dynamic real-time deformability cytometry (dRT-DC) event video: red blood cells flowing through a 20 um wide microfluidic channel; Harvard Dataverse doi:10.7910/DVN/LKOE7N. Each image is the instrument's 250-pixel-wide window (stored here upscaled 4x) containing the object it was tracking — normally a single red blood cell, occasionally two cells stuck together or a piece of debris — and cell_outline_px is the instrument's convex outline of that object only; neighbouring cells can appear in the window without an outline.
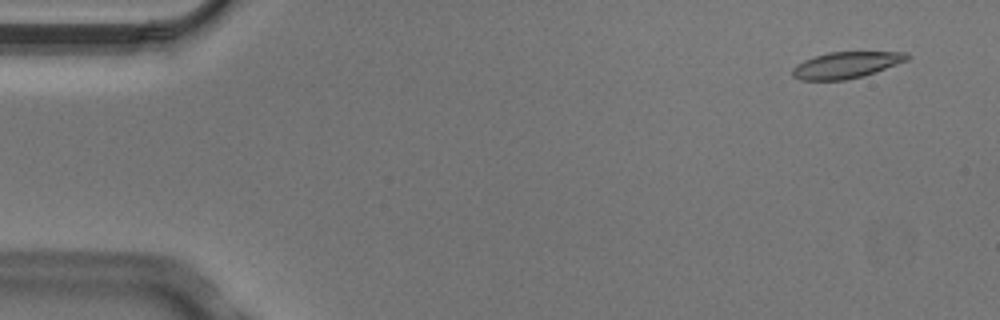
{"species": "Egyptian fruit bat (a non-hibernating species)", "species_latin": "Rousettus aegyptiacus", "temperature_condition": "cold", "stored_images_in_passage": 6, "camera_frame_rate_fps": 3000, "um_per_image_px": 0.085, "animal": {"sex": "male"}, "frame": {"image": 1, "passage_image": 1, "time_ms": 0.0, "image_size_px": [1000, 320], "cell_outline_px": [[912, 56], [908, 60], [876, 72], [864, 76], [844, 80], [800, 80], [792, 76], [792, 68], [796, 64], [804, 60], [828, 52], [904, 52]], "centroid_in_image_um": [71.92, 5.53], "position_along_channel_um": 13.1, "area_um2": 17.69}}